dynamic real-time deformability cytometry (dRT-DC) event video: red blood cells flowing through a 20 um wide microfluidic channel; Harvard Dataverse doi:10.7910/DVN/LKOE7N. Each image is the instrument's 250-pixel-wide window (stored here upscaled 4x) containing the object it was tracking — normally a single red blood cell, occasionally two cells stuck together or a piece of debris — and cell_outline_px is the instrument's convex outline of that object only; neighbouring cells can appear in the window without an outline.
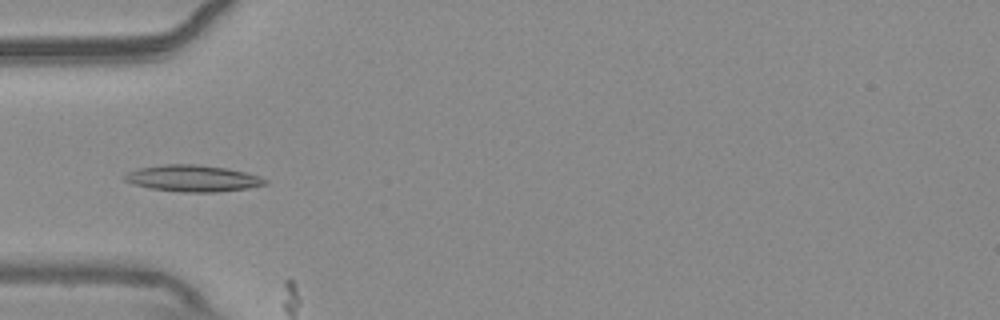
{"species": "common noctule bat (a hibernating species)", "species_latin": "Nyctalus noctula", "temperature_condition": "warm", "stored_images_in_passage": 3, "camera_frame_rate_fps": 3000, "um_per_image_px": 0.085, "animal": {"sex": "male", "body_mass_g": 20.4}, "frame": {"image": 1, "passage_image": 2, "time_ms": 0.333, "image_size_px": [1000, 320], "cell_outline_px": [[268, 184], [248, 188], [216, 192], [184, 192], [152, 188], [132, 184], [124, 180], [124, 176], [128, 172], [140, 168], [164, 164], [196, 164], [228, 168], [260, 176], [268, 180]], "centroid_in_image_um": [16.42, 15.15], "position_along_channel_um": 68.6, "area_um2": 21.62}}